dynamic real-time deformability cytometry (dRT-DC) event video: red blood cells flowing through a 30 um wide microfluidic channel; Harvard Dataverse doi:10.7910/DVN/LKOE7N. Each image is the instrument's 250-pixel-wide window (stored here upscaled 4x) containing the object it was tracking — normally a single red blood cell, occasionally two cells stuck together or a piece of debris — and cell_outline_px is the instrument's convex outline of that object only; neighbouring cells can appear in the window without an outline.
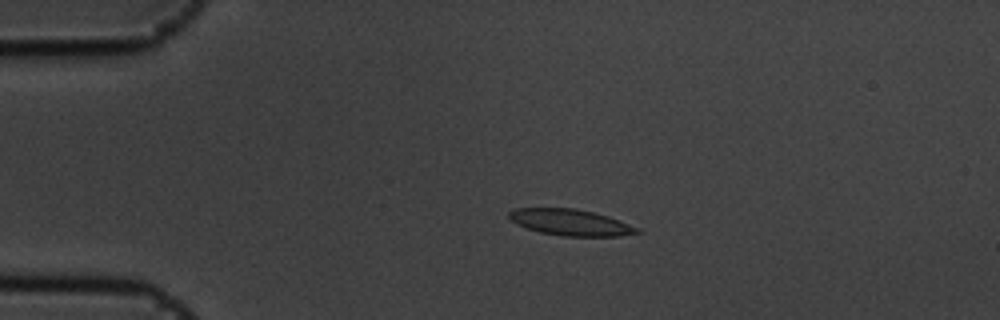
{"species": "common noctule bat (a hibernating species)", "species_latin": "Nyctalus noctula", "temperature_condition": "cold", "stored_images_in_passage": 57, "camera_frame_rate_fps": 3000, "um_per_image_px": 0.085, "animal": {"sex": "male", "body_mass_g": 19.5, "forearm_length_mm": 54.6}, "frame": {"image": 1, "passage_image": 13, "time_ms": 4.0, "image_size_px": [1000, 320], "cell_outline_px": [[640, 232], [620, 236], [564, 236], [540, 232], [516, 224], [508, 216], [508, 212], [516, 208], [576, 208], [608, 216], [640, 228]], "centroid_in_image_um": [48.5, 18.9], "position_along_channel_um": 36.5, "area_um2": 19.48}}
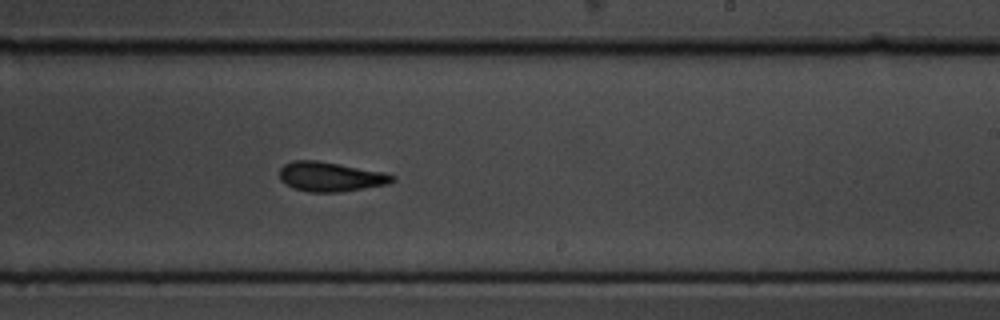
{"frame": {"image": 2, "passage_image": 35, "time_ms": 11.333, "image_size_px": [1000, 320], "cell_outline_px": [[396, 180], [388, 184], [340, 192], [308, 192], [292, 188], [280, 180], [280, 168], [284, 164], [292, 160], [316, 160], [340, 164], [384, 172], [396, 176]], "centroid_in_image_um": [28.08, 15.02], "position_along_channel_um": 260.9, "area_um2": 19.54}}
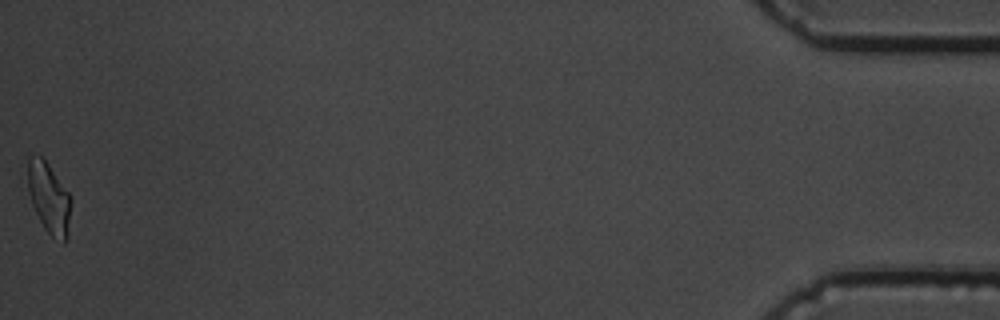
{"frame": {"image": 3, "passage_image": 57, "time_ms": 18.667, "image_size_px": [1000, 320], "cell_outline_px": [[72, 200], [68, 236], [64, 244], [52, 236], [44, 228], [32, 204], [28, 192], [28, 156], [40, 156], [48, 164], [68, 192]], "centroid_in_image_um": [4.18, 16.87], "position_along_channel_um": 431.0, "area_um2": 17.74}, "authors_computed_cell_mechanics": {"area_um2": 19.1896, "velocity_mm_per_s": 3.5847, "shape_relaxation_time_tau1_ms": 4.5178, "shape_relaxation_time_tau2_ms": 0.9074, "deformation_change_tau1": 0.1482, "deformation_change_tau2": 0.0681}}